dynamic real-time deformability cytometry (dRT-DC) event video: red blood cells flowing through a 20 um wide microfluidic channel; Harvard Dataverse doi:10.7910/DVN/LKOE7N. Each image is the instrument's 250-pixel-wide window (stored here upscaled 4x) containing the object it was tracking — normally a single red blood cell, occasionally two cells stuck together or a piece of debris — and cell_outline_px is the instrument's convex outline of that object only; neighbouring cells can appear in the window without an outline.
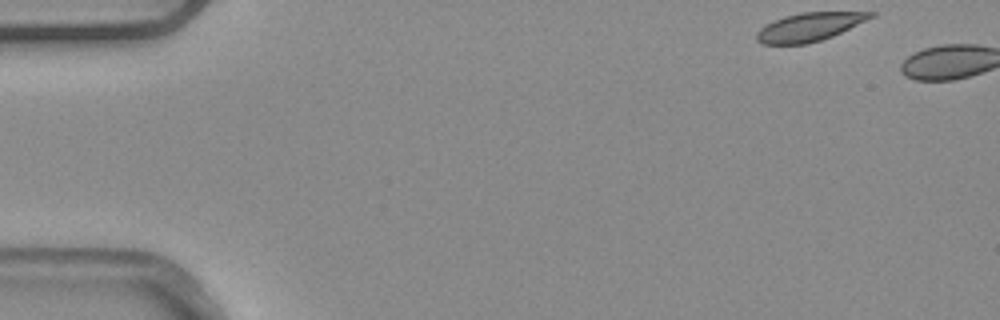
{"species": "common noctule bat (a hibernating species)", "species_latin": "Nyctalus noctula", "temperature_condition": "warm", "stored_images_in_passage": 5, "segment_of_instrument_passage": [2, 2], "camera_frame_rate_fps": 3000, "um_per_image_px": 0.085, "animal": {"sex": "male", "body_mass_g": 20.4}, "frame": {"image": 1, "passage_image": 5, "time_ms": 1.333, "image_size_px": [1000, 320], "cell_outline_px": [[876, 16], [832, 36], [820, 40], [804, 44], [760, 44], [756, 40], [756, 32], [764, 24], [784, 16], [800, 12], [876, 12]], "centroid_in_image_um": [68.76, 2.28], "position_along_channel_um": 16.2, "area_um2": 18.9}}